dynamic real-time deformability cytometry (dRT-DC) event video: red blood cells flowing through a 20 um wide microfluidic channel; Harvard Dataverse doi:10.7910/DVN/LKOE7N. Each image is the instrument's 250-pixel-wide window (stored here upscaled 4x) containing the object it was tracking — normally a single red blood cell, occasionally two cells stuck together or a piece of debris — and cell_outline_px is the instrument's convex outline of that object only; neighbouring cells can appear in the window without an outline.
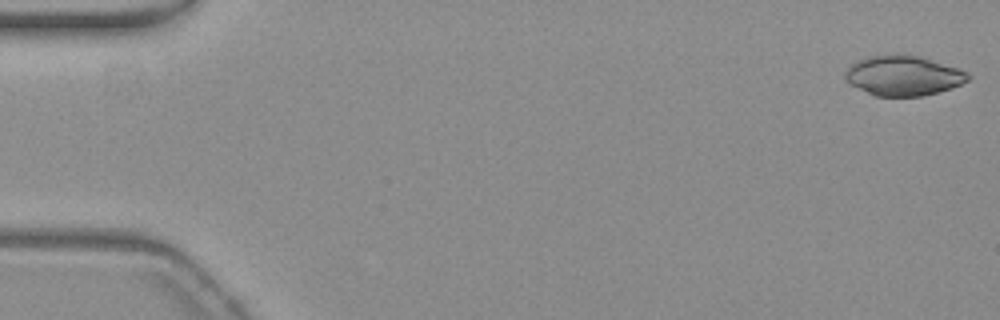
{"species": "common noctule bat (a hibernating species)", "species_latin": "Nyctalus noctula", "temperature_condition": "warm", "stored_images_in_passage": 56, "camera_frame_rate_fps": 3000, "um_per_image_px": 0.085, "animal": {"sex": "female", "body_mass_g": 19.3, "forearm_length_mm": 54.1}, "frame": {"image": 1, "passage_image": 1, "time_ms": 0.0, "image_size_px": [1000, 320], "cell_outline_px": [[972, 76], [968, 80], [952, 88], [920, 96], [876, 96], [852, 84], [844, 76], [844, 72], [856, 60], [868, 56], [896, 52], [900, 52], [920, 56], [968, 72]], "centroid_in_image_um": [76.78, 6.39], "position_along_channel_um": 8.2, "area_um2": 28.67}}
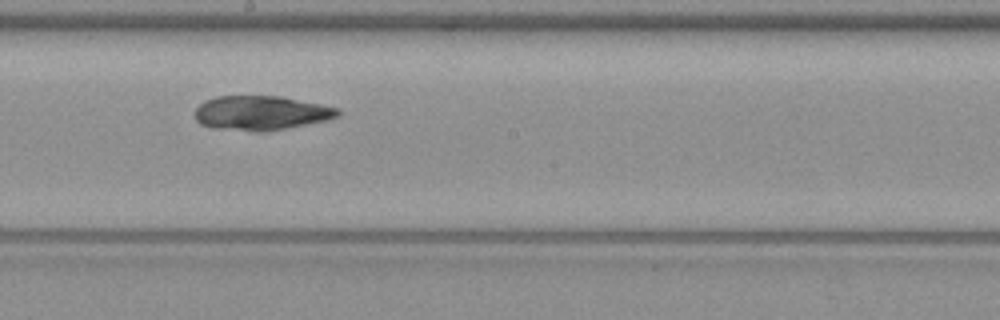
{"frame": {"image": 2, "passage_image": 31, "time_ms": 10.0, "image_size_px": [1000, 320], "cell_outline_px": [[340, 112], [336, 116], [328, 120], [264, 132], [252, 132], [212, 128], [200, 124], [196, 120], [196, 108], [204, 100], [216, 96], [280, 96], [340, 108]], "centroid_in_image_um": [22.15, 9.61], "position_along_channel_um": 226.0, "area_um2": 28.73}}
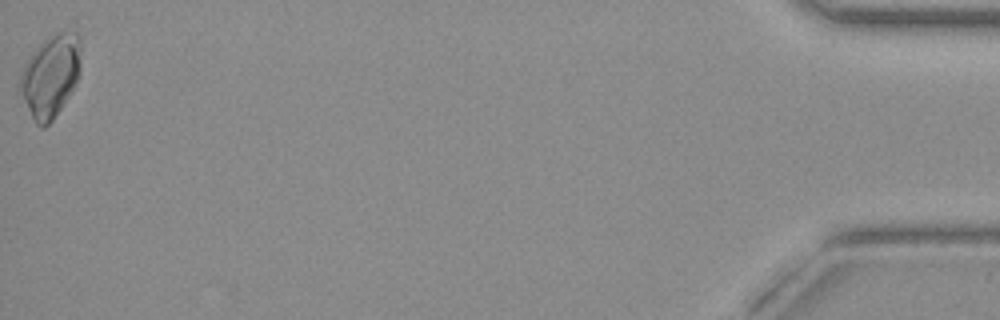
{"frame": {"image": 3, "passage_image": 56, "time_ms": 18.333, "image_size_px": [1000, 320], "cell_outline_px": [[80, 72], [68, 96], [52, 120], [44, 128], [40, 128], [36, 124], [20, 92], [20, 72], [32, 52], [48, 36], [56, 32], [76, 32], [80, 40]], "centroid_in_image_um": [4.29, 6.43], "position_along_channel_um": 430.9, "area_um2": 28.67}, "authors_computed_cell_mechanics": {"area_um2": 28.5243, "velocity_mm_per_s": 3.6825, "shape_relaxation_time_tau1_ms": null, "shape_relaxation_time_tau2_ms": 2.1837, "deformation_change_tau1": null, "deformation_change_tau2": 0.0586}}